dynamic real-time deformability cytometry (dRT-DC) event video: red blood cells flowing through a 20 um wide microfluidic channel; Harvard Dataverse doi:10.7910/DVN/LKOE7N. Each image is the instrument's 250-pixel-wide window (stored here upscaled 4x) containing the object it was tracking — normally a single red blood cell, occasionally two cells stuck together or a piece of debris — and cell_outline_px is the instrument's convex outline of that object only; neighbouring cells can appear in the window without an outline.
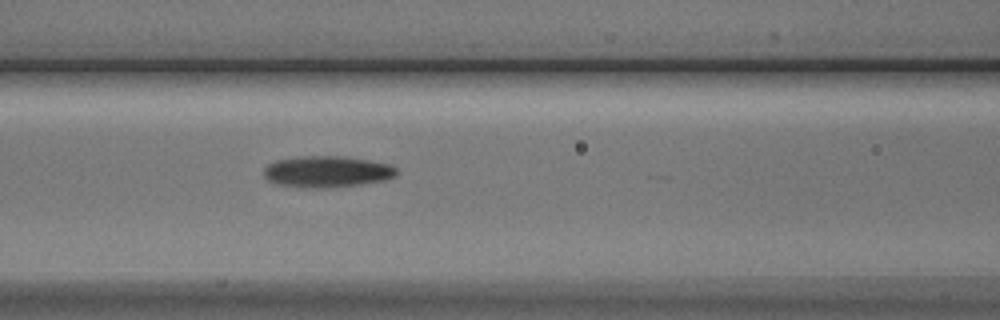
{"species": "Egyptian fruit bat (a non-hibernating species)", "species_latin": "Rousettus aegyptiacus", "temperature_condition": "cold", "stored_images_in_passage": 7, "camera_frame_rate_fps": 3000, "um_per_image_px": 0.085, "animal": {"sex": "male"}, "frame": {"image": 1, "passage_image": 7, "time_ms": 7.0, "image_size_px": [1000, 320], "cell_outline_px": [[396, 176], [384, 180], [360, 184], [328, 188], [300, 188], [276, 184], [268, 180], [264, 176], [264, 168], [268, 164], [276, 160], [308, 156], [336, 156], [368, 160], [388, 164], [396, 168]], "centroid_in_image_um": [27.75, 14.61], "position_along_channel_um": 138.8, "area_um2": 24.16}}